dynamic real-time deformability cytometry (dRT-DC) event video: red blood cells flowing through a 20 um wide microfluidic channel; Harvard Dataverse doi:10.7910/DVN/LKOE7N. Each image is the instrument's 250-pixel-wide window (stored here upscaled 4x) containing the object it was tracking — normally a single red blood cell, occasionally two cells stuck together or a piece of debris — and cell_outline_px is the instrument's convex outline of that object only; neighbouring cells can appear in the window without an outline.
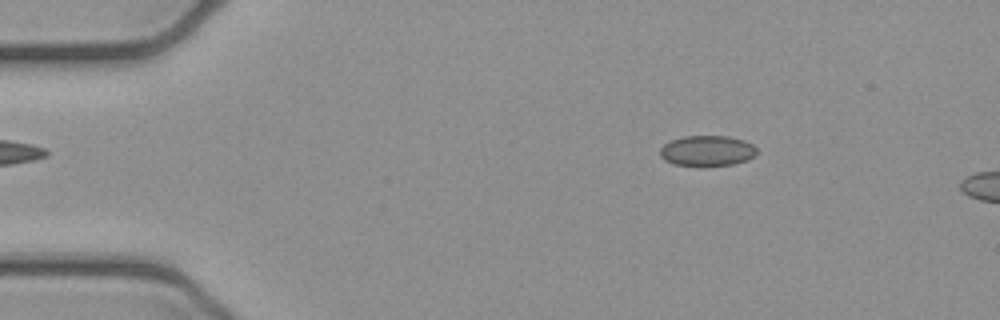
{"species": "common noctule bat (a hibernating species)", "species_latin": "Nyctalus noctula", "temperature_condition": "cold", "stored_images_in_passage": 4, "camera_frame_rate_fps": 3000, "um_per_image_px": 0.085, "animal": {"sex": "female", "body_mass_g": 21.9}, "frame": {"image": 1, "passage_image": 3, "time_ms": 0.667, "image_size_px": [1000, 320], "cell_outline_px": [[756, 156], [748, 160], [732, 164], [672, 164], [664, 160], [660, 156], [660, 148], [664, 144], [672, 140], [684, 136], [728, 136], [744, 140], [752, 144], [756, 148]], "centroid_in_image_um": [60.12, 12.79], "position_along_channel_um": 24.9, "area_um2": 16.88}}